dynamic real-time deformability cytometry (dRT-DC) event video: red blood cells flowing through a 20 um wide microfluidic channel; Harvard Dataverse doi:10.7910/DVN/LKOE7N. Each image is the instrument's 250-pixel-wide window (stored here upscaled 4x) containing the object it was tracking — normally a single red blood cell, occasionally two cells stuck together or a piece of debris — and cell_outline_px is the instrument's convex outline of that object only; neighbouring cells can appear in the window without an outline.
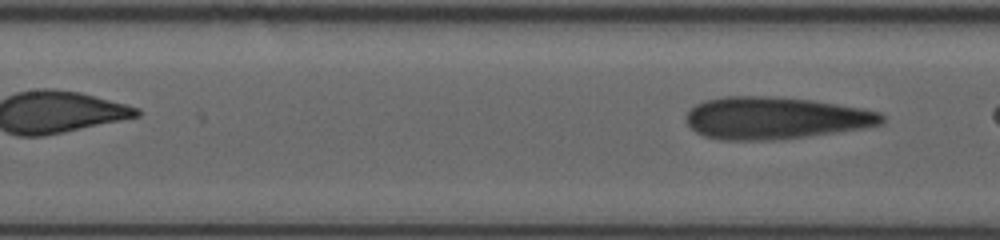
{"species": "human", "species_latin": "Homo sapiens", "temperature_condition": "room temperature", "stored_images_in_passage": 8, "segment_of_instrument_passage": [2, 2], "camera_frame_rate_fps": 3000, "um_per_image_px": 0.085, "donor": {"sex": "female"}, "frame": {"image": 1, "passage_image": 8, "time_ms": 5.0, "image_size_px": [1000, 240], "cell_outline_px": [[884, 124], [868, 128], [772, 140], [720, 140], [704, 136], [696, 132], [688, 124], [688, 112], [696, 104], [704, 100], [724, 96], [768, 96], [812, 100], [860, 108], [880, 112], [884, 116]], "centroid_in_image_um": [65.92, 10.03], "position_along_channel_um": 141.5, "area_um2": 47.97}}